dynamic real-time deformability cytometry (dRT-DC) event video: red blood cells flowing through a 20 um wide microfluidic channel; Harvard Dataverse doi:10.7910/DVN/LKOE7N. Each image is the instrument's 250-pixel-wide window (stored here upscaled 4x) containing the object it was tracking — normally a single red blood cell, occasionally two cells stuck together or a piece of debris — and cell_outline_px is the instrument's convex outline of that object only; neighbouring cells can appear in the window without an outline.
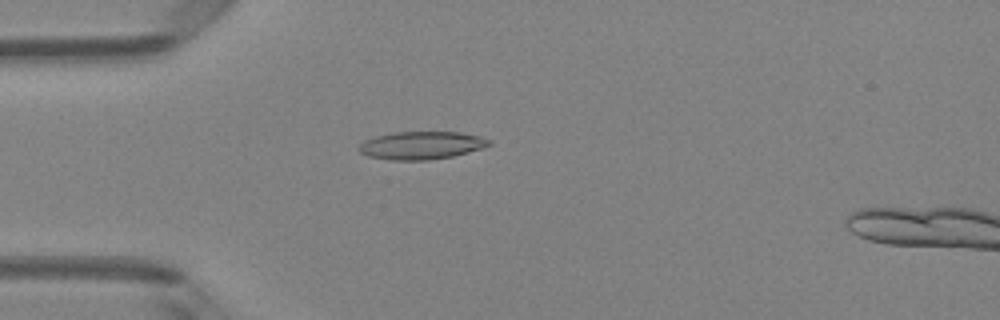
{"species": "Egyptian fruit bat (a non-hibernating species)", "species_latin": "Rousettus aegyptiacus", "temperature_condition": "room temperature", "stored_images_in_passage": 5, "camera_frame_rate_fps": 3000, "um_per_image_px": 0.085, "animal": {"sex": "female"}, "frame": {"image": 1, "passage_image": 4, "time_ms": 1.0, "image_size_px": [1000, 320], "cell_outline_px": [[492, 144], [468, 152], [452, 156], [428, 160], [392, 160], [368, 156], [360, 152], [356, 148], [364, 140], [376, 136], [392, 132], [460, 132], [480, 136], [492, 140]], "centroid_in_image_um": [35.8, 12.35], "position_along_channel_um": 49.2, "area_um2": 21.15}}